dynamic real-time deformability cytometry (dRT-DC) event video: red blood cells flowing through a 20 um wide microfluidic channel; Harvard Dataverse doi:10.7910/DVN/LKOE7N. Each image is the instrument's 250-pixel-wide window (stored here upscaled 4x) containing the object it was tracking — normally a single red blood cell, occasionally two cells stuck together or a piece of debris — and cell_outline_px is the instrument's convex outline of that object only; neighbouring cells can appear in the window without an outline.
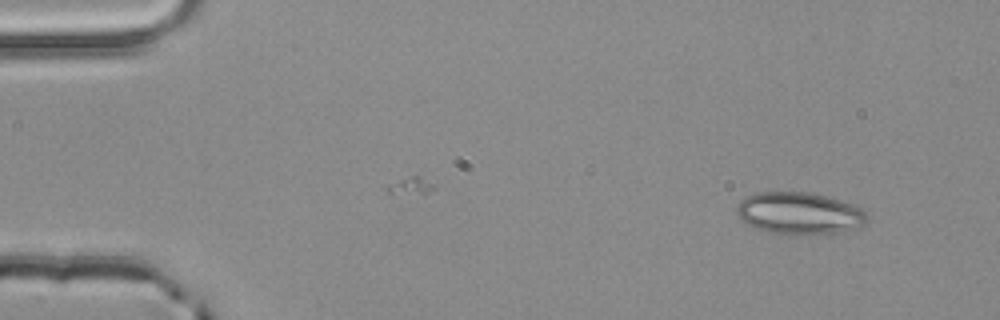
{"species": "common noctule bat (a hibernating species)", "species_latin": "Nyctalus noctula", "temperature_condition": "room temperature", "stored_images_in_passage": 4, "camera_frame_rate_fps": 3000, "um_per_image_px": 0.085, "animal": {"sex": "male", "body_mass_g": 20.4}, "frame": {"image": 1, "passage_image": 1, "time_ms": 0.0, "image_size_px": [1000, 320], "cell_outline_px": [[868, 220], [864, 224], [844, 232], [788, 236], [768, 232], [744, 224], [736, 212], [736, 208], [740, 200], [756, 192], [808, 192], [828, 196], [852, 204], [860, 208], [868, 216]], "centroid_in_image_um": [67.92, 18.15], "position_along_channel_um": 17.1, "area_um2": 32.43}}